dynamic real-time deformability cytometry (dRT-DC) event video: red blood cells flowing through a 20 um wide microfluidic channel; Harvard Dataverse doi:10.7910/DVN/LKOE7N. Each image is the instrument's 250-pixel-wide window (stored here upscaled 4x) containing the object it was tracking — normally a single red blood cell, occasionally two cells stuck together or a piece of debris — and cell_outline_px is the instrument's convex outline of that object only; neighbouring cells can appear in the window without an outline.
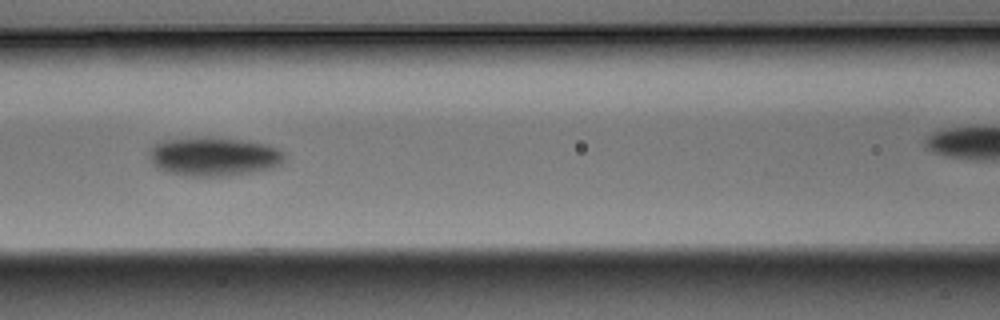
{"species": "Egyptian fruit bat (a non-hibernating species)", "species_latin": "Rousettus aegyptiacus", "temperature_condition": "warm", "stored_images_in_passage": 9, "camera_frame_rate_fps": 3000, "um_per_image_px": 0.085, "animal": {"sex": "male"}, "frame": {"image": 1, "passage_image": 6, "time_ms": 1.667, "image_size_px": [1000, 320], "cell_outline_px": [[284, 160], [280, 164], [272, 168], [252, 172], [228, 176], [184, 176], [164, 172], [156, 168], [152, 164], [148, 152], [152, 144], [160, 140], [208, 136], [220, 136], [248, 140], [268, 144], [280, 148], [284, 152]], "centroid_in_image_um": [18.15, 13.28], "position_along_channel_um": 148.5, "area_um2": 31.73}}
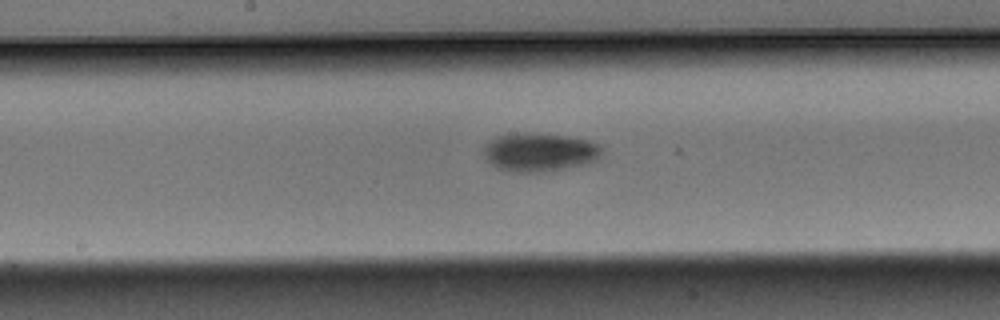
{"frame": {"image": 2, "passage_image": 8, "time_ms": 2.333, "image_size_px": [1000, 320], "cell_outline_px": [[600, 152], [596, 160], [588, 164], [564, 168], [536, 172], [512, 172], [496, 168], [484, 156], [484, 144], [496, 136], [512, 132], [528, 132], [568, 136], [588, 140], [600, 144]], "centroid_in_image_um": [45.81, 12.91], "position_along_channel_um": 202.4, "area_um2": 26.7}}
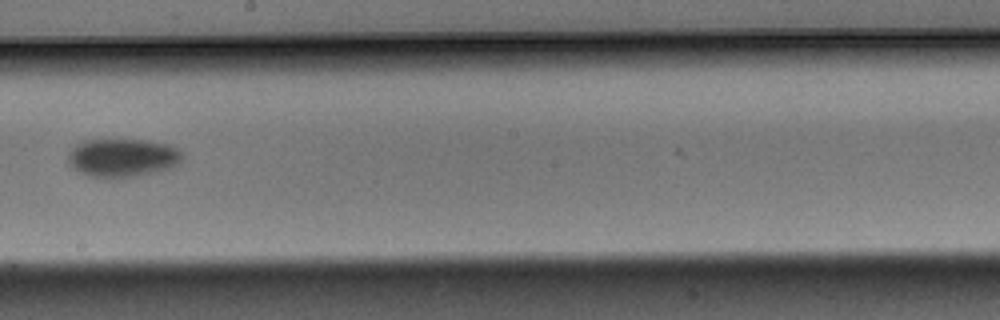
{"frame": {"image": 3, "passage_image": 9, "time_ms": 2.667, "image_size_px": [1000, 320], "cell_outline_px": [[180, 160], [176, 168], [136, 176], [88, 176], [72, 168], [68, 164], [68, 152], [76, 144], [84, 140], [144, 140], [168, 144], [176, 148], [180, 152]], "centroid_in_image_um": [10.4, 13.4], "position_along_channel_um": 237.8, "area_um2": 25.32}}